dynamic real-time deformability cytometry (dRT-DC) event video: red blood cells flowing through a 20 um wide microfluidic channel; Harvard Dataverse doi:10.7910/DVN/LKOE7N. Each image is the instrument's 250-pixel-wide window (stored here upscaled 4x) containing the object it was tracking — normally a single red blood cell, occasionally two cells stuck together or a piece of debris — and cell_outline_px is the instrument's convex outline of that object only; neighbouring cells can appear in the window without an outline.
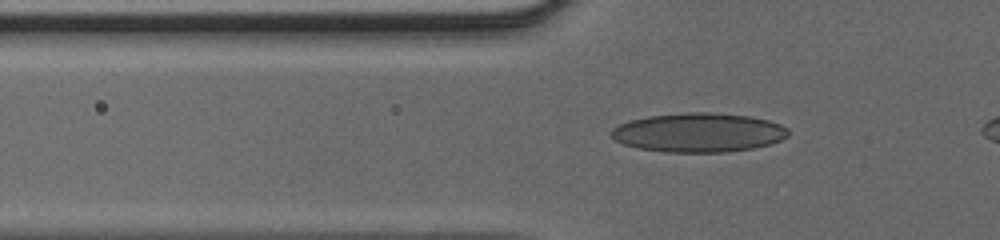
{"species": "human", "species_latin": "Homo sapiens", "temperature_condition": "cold", "stored_images_in_passage": 34, "camera_frame_rate_fps": 3000, "um_per_image_px": 0.085, "donor": {"sex": "male"}, "frame": {"image": 1, "passage_image": 2, "time_ms": 0.333, "image_size_px": [1000, 240], "cell_outline_px": [[788, 136], [772, 144], [752, 148], [728, 152], [664, 152], [636, 148], [624, 144], [616, 140], [608, 132], [612, 128], [628, 120], [648, 116], [688, 112], [712, 112], [752, 116], [768, 120], [780, 124], [788, 128]], "centroid_in_image_um": [59.37, 11.26], "position_along_channel_um": 66.4, "area_um2": 40.69}}
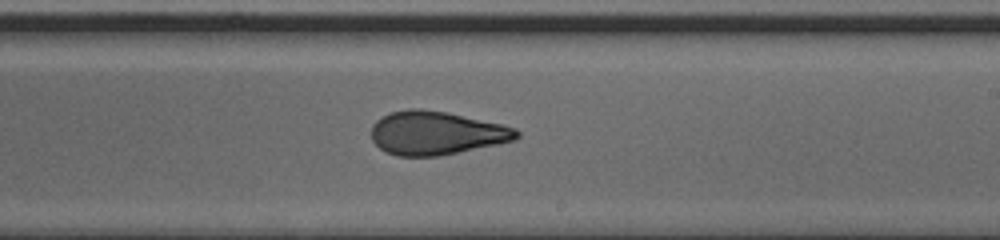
{"frame": {"image": 2, "passage_image": 17, "time_ms": 5.333, "image_size_px": [1000, 240], "cell_outline_px": [[520, 136], [516, 140], [436, 156], [396, 156], [380, 148], [372, 140], [372, 124], [380, 116], [392, 112], [408, 108], [420, 108], [448, 112], [504, 124], [516, 128], [520, 132]], "centroid_in_image_um": [37.09, 11.28], "position_along_channel_um": 251.9, "area_um2": 36.93}}
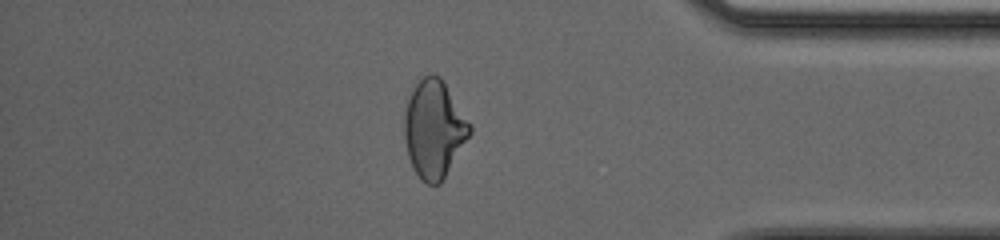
{"frame": {"image": 3, "passage_image": 30, "time_ms": 9.667, "image_size_px": [1000, 240], "cell_outline_px": [[472, 132], [440, 184], [428, 184], [416, 172], [408, 156], [404, 140], [404, 112], [408, 96], [416, 84], [424, 76], [432, 72], [440, 76], [472, 128]], "centroid_in_image_um": [36.87, 10.95], "position_along_channel_um": 398.3, "area_um2": 36.7}}